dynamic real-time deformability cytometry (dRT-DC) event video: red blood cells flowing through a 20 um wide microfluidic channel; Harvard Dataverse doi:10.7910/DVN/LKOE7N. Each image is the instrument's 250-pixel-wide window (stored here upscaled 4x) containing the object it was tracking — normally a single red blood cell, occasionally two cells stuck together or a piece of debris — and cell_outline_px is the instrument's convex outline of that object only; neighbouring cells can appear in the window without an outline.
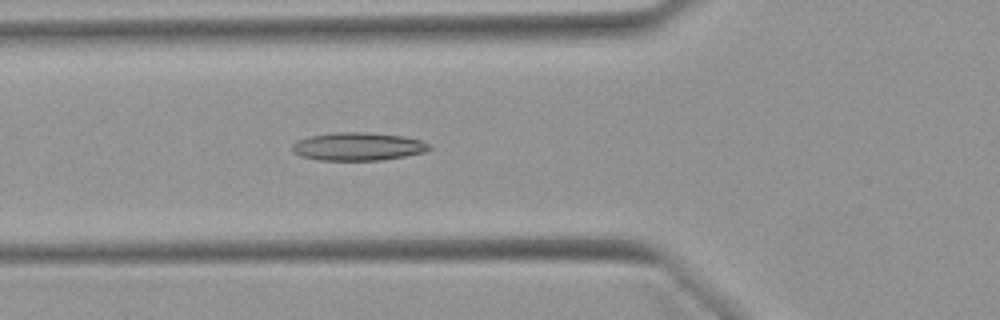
{"species": "Egyptian fruit bat (a non-hibernating species)", "species_latin": "Rousettus aegyptiacus", "temperature_condition": "warm", "stored_images_in_passage": 52, "camera_frame_rate_fps": 3000, "um_per_image_px": 0.085, "animal": {"sex": "female"}, "frame": {"image": 1, "passage_image": 19, "time_ms": 6.0, "image_size_px": [1000, 320], "cell_outline_px": [[432, 148], [424, 152], [404, 156], [380, 160], [316, 160], [300, 156], [292, 152], [292, 144], [296, 140], [308, 136], [336, 132], [372, 132], [404, 136], [420, 140], [432, 144]], "centroid_in_image_um": [30.41, 12.44], "position_along_channel_um": 95.4, "area_um2": 22.72}}
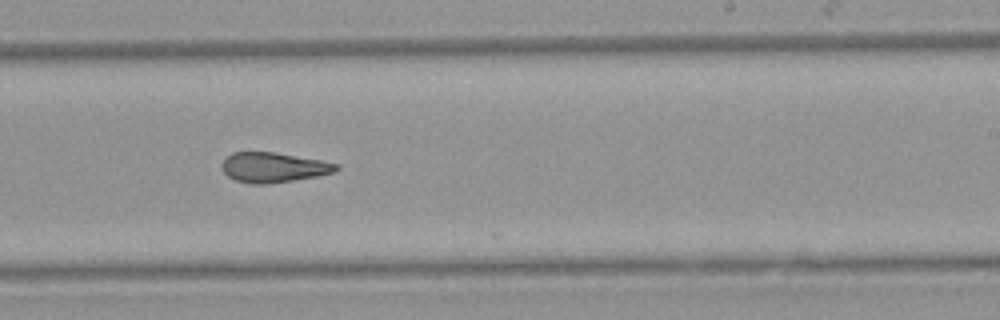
{"frame": {"image": 2, "passage_image": 32, "time_ms": 10.333, "image_size_px": [1000, 320], "cell_outline_px": [[340, 168], [336, 172], [316, 176], [268, 184], [252, 184], [236, 180], [228, 176], [220, 168], [220, 164], [232, 152], [276, 152], [320, 160], [340, 164]], "centroid_in_image_um": [23.25, 14.22], "position_along_channel_um": 265.8, "area_um2": 20.0}}
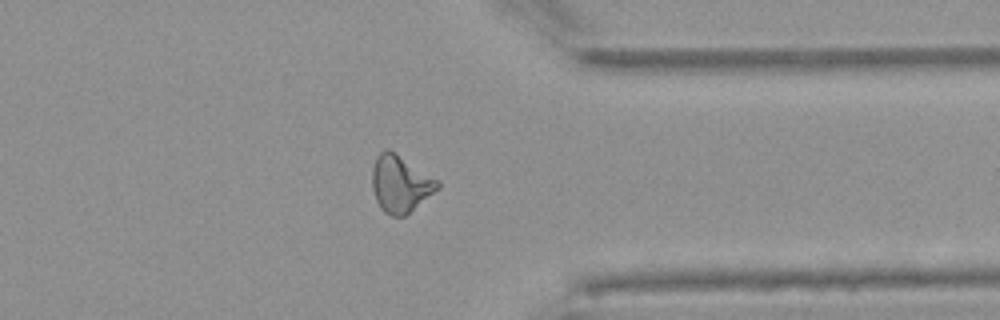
{"frame": {"image": 3, "passage_image": 41, "time_ms": 13.333, "image_size_px": [1000, 320], "cell_outline_px": [[440, 188], [404, 216], [392, 216], [384, 212], [380, 208], [376, 200], [372, 188], [372, 168], [376, 156], [384, 148], [388, 148], [396, 152], [440, 180]], "centroid_in_image_um": [34.03, 15.59], "position_along_channel_um": 377.4, "area_um2": 22.02}, "authors_computed_cell_mechanics": {"area_um2": 21.7039, "velocity_mm_per_s": 3.9412, "shape_relaxation_time_tau1_ms": null, "shape_relaxation_time_tau2_ms": 5.0496, "deformation_change_tau1": null, "deformation_change_tau2": 0.1409}}